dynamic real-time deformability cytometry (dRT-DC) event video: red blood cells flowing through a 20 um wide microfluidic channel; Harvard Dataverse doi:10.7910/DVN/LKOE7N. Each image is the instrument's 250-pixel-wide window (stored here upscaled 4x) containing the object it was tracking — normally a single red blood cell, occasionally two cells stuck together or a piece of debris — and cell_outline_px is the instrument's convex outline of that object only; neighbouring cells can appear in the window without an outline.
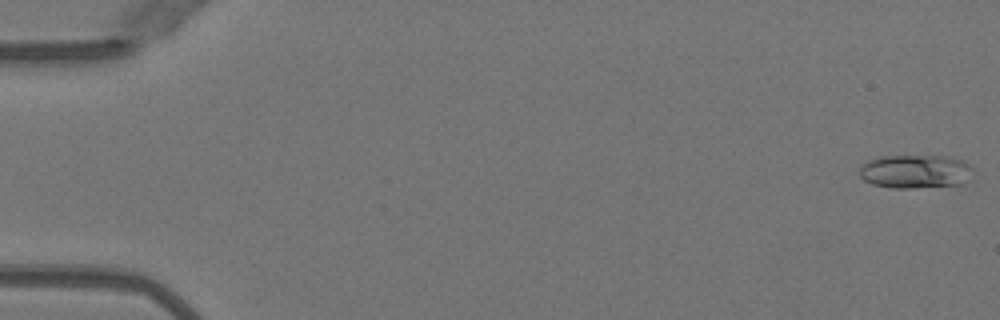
{"species": "Egyptian fruit bat (a non-hibernating species)", "species_latin": "Rousettus aegyptiacus", "temperature_condition": "warm", "stored_images_in_passage": 12, "camera_frame_rate_fps": 3000, "um_per_image_px": 0.085, "animal": {"sex": "female"}, "frame": {"image": 1, "passage_image": 1, "time_ms": 0.0, "image_size_px": [1000, 320], "cell_outline_px": [[972, 180], [964, 184], [912, 188], [892, 188], [872, 184], [864, 180], [860, 176], [860, 168], [868, 160], [876, 156], [952, 156], [964, 160], [972, 164]], "centroid_in_image_um": [77.88, 14.57], "position_along_channel_um": 7.1, "area_um2": 22.77}}